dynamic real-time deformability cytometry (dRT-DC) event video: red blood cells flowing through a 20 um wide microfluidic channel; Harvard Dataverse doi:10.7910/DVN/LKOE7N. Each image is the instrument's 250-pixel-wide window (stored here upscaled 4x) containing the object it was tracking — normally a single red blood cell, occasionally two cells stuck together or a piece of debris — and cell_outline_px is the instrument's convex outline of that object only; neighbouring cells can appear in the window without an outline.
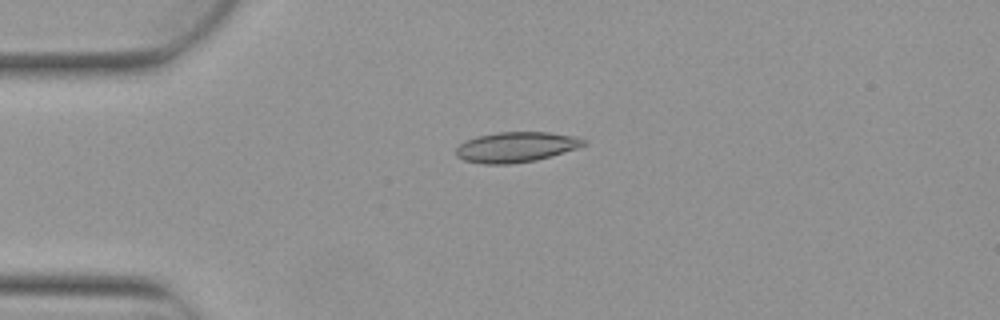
{"species": "Egyptian fruit bat (a non-hibernating species)", "species_latin": "Rousettus aegyptiacus", "temperature_condition": "warm", "stored_images_in_passage": 4, "camera_frame_rate_fps": 3000, "um_per_image_px": 0.085, "animal": {"sex": "female"}, "frame": {"image": 1, "passage_image": 4, "time_ms": 1.0, "image_size_px": [1000, 320], "cell_outline_px": [[588, 144], [576, 148], [536, 160], [508, 164], [484, 164], [464, 160], [456, 156], [456, 148], [460, 144], [476, 136], [496, 132], [548, 132], [572, 136], [588, 140]], "centroid_in_image_um": [43.85, 12.49], "position_along_channel_um": 41.1, "area_um2": 22.37}}